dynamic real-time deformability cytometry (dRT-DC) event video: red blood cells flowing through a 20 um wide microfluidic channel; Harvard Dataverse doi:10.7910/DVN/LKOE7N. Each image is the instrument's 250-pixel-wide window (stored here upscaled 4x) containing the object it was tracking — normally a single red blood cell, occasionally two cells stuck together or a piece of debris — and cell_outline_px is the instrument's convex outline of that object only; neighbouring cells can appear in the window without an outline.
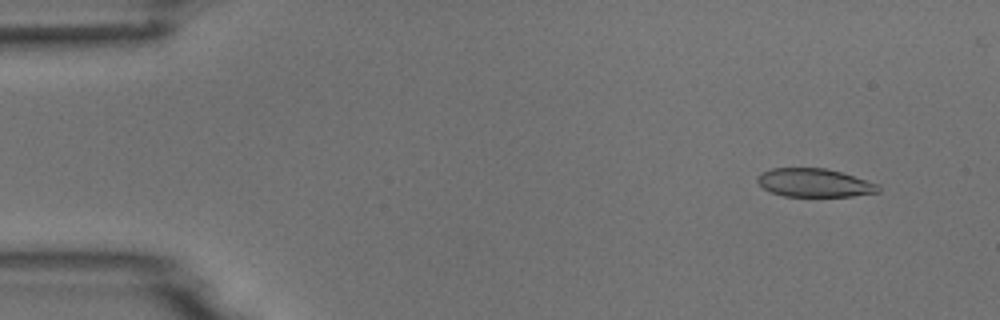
{"species": "common noctule bat (a hibernating species)", "species_latin": "Nyctalus noctula", "temperature_condition": "room temperature", "stored_images_in_passage": 4, "camera_frame_rate_fps": 3000, "um_per_image_px": 0.085, "animal": {"sex": "male", "body_mass_g": 18.8}, "frame": {"image": 1, "passage_image": 2, "time_ms": 1.0, "image_size_px": [1000, 320], "cell_outline_px": [[880, 192], [852, 196], [784, 196], [772, 192], [764, 188], [756, 180], [756, 176], [760, 172], [772, 168], [824, 168], [840, 172], [880, 184]], "centroid_in_image_um": [69.22, 15.53], "position_along_channel_um": 15.8, "area_um2": 20.0}}
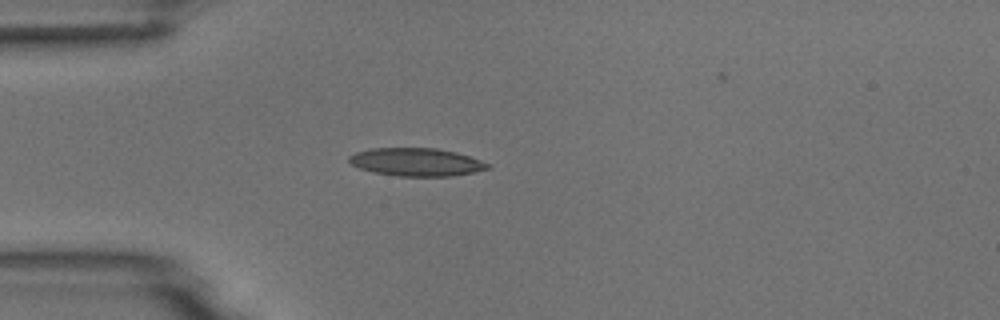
{"frame": {"image": 2, "passage_image": 4, "time_ms": 4.333, "image_size_px": [1000, 320], "cell_outline_px": [[492, 168], [452, 176], [400, 176], [372, 172], [360, 168], [352, 164], [348, 160], [348, 156], [356, 152], [372, 148], [436, 148], [456, 152], [492, 164]], "centroid_in_image_um": [35.4, 13.77], "position_along_channel_um": 49.6, "area_um2": 22.6}}